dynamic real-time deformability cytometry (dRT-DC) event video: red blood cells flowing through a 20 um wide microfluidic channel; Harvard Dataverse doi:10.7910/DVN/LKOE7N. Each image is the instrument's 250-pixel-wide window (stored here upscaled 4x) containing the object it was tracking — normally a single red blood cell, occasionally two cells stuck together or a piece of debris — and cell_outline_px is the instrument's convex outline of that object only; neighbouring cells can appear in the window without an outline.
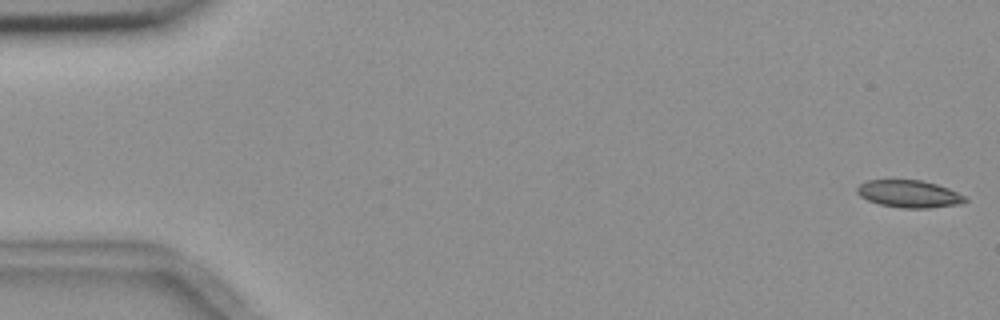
{"species": "common noctule bat (a hibernating species)", "species_latin": "Nyctalus noctula", "temperature_condition": "room temperature", "stored_images_in_passage": 20, "camera_frame_rate_fps": 3000, "um_per_image_px": 0.085, "animal": {"sex": "female", "body_mass_g": 18.4}, "frame": {"image": 1, "passage_image": 1, "time_ms": 0.0, "image_size_px": [1000, 320], "cell_outline_px": [[968, 200], [960, 204], [928, 208], [900, 208], [880, 204], [868, 200], [860, 196], [856, 192], [856, 188], [860, 184], [868, 180], [920, 180], [936, 184], [948, 188], [964, 196]], "centroid_in_image_um": [77.25, 16.48], "position_along_channel_um": 7.7, "area_um2": 17.11}}
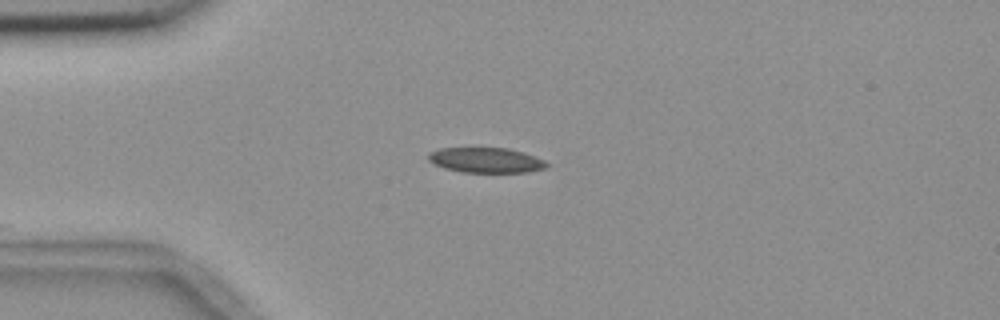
{"frame": {"image": 2, "passage_image": 14, "time_ms": 4.333, "image_size_px": [1000, 320], "cell_outline_px": [[548, 164], [544, 168], [528, 172], [464, 172], [444, 168], [428, 160], [428, 152], [440, 148], [508, 148], [524, 152], [544, 160]], "centroid_in_image_um": [41.29, 13.6], "position_along_channel_um": 43.7, "area_um2": 17.22}}
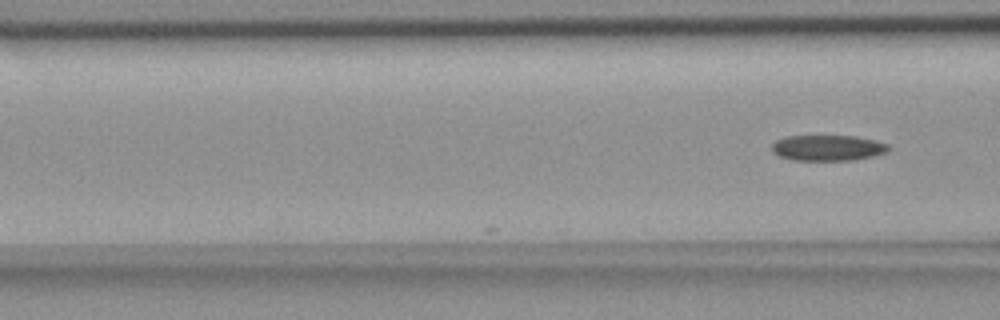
{"frame": {"image": 3, "passage_image": 20, "time_ms": 6.333, "image_size_px": [1000, 320], "cell_outline_px": [[888, 152], [872, 156], [852, 160], [792, 160], [780, 156], [772, 152], [772, 144], [776, 140], [784, 136], [856, 136], [876, 140], [888, 144]], "centroid_in_image_um": [70.35, 12.56], "position_along_channel_um": 96.3, "area_um2": 17.51}}